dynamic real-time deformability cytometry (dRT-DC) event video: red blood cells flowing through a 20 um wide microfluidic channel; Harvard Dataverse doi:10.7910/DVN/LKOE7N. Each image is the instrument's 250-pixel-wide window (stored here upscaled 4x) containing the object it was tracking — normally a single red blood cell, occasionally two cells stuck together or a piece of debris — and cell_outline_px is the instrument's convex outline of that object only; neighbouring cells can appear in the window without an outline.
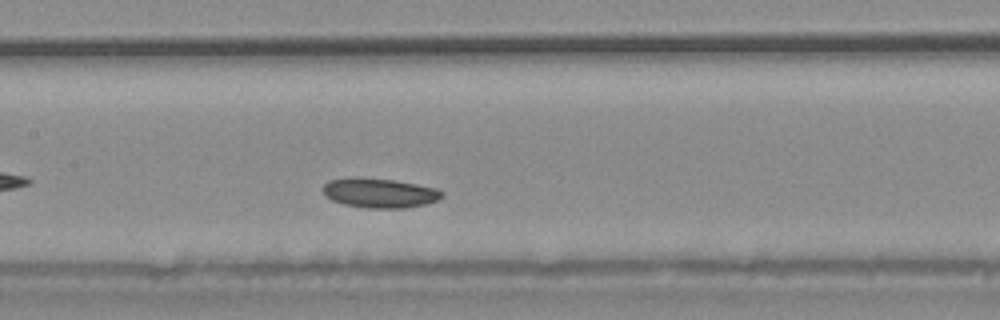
{"species": "common noctule bat (a hibernating species)", "species_latin": "Nyctalus noctula", "temperature_condition": "warm", "stored_images_in_passage": 29, "camera_frame_rate_fps": 3000, "um_per_image_px": 0.085, "animal": {"sex": "male", "body_mass_g": 20.4}, "frame": {"image": 1, "passage_image": 9, "time_ms": 2.667, "image_size_px": [1000, 320], "cell_outline_px": [[444, 196], [428, 204], [404, 208], [364, 208], [344, 204], [332, 200], [324, 196], [324, 184], [328, 180], [356, 176], [392, 180], [416, 184], [436, 188], [444, 192]], "centroid_in_image_um": [32.26, 16.4], "position_along_channel_um": 175.1, "area_um2": 20.69}}